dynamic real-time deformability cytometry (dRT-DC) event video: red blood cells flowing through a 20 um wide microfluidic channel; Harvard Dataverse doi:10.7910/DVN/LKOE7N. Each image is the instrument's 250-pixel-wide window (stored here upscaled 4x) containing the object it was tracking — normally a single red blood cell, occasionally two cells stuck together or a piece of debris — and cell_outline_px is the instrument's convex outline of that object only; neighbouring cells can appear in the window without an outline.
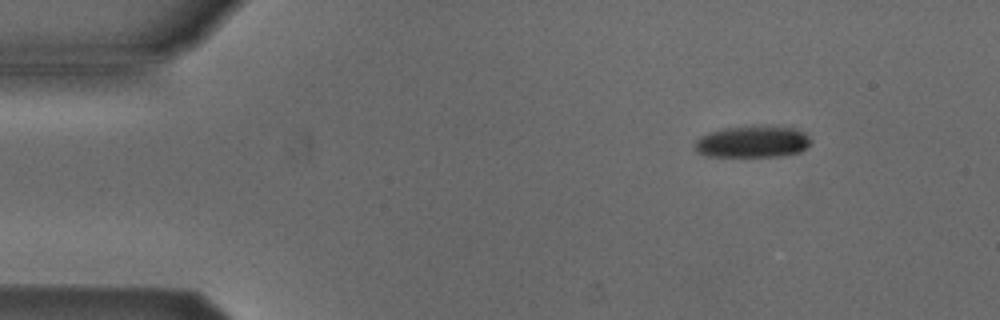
{"species": "Egyptian fruit bat (a non-hibernating species)", "species_latin": "Rousettus aegyptiacus", "temperature_condition": "cold", "stored_images_in_passage": 21, "camera_frame_rate_fps": 3000, "um_per_image_px": 0.085, "animal": {"sex": "male"}, "frame": {"image": 1, "passage_image": 1, "time_ms": 0.0, "image_size_px": [1000, 320], "cell_outline_px": [[808, 144], [800, 152], [780, 156], [708, 156], [696, 152], [696, 140], [700, 136], [708, 132], [724, 128], [796, 128], [804, 132], [808, 136]], "centroid_in_image_um": [63.92, 12.08], "position_along_channel_um": 21.1, "area_um2": 20.58}}
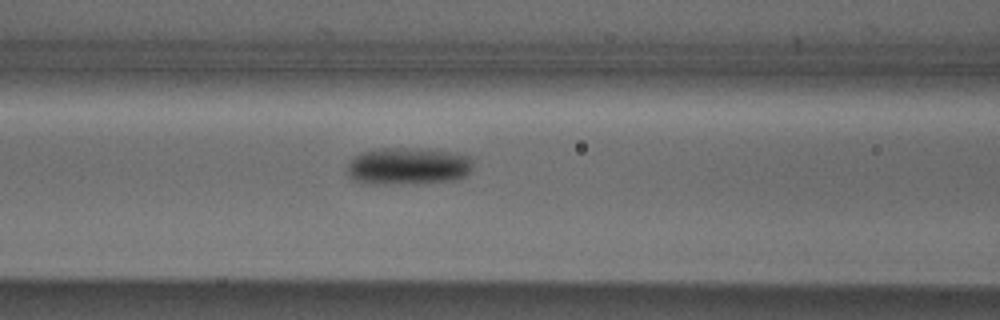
{"frame": {"image": 2, "passage_image": 16, "time_ms": 5.0, "image_size_px": [1000, 320], "cell_outline_px": [[476, 156], [472, 168], [464, 176], [456, 180], [376, 184], [372, 184], [356, 180], [348, 176], [348, 164], [352, 156], [364, 152], [380, 148], [428, 148], [456, 152]], "centroid_in_image_um": [34.76, 14.08], "position_along_channel_um": 131.8, "area_um2": 27.51}}
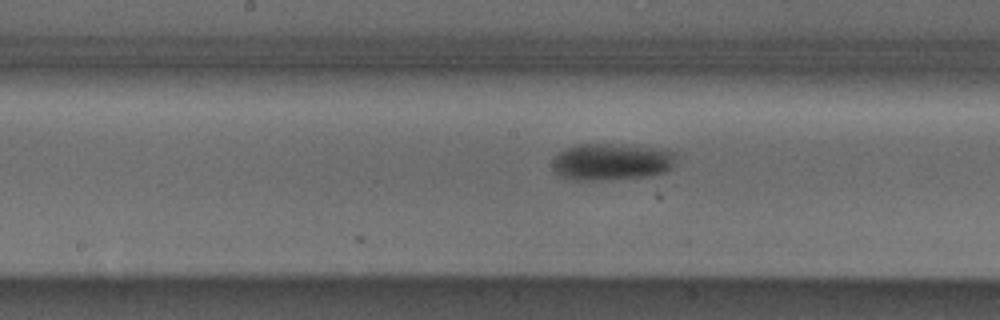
{"frame": {"image": 3, "passage_image": 21, "time_ms": 6.667, "image_size_px": [1000, 320], "cell_outline_px": [[676, 156], [672, 168], [664, 172], [652, 176], [608, 180], [572, 180], [556, 176], [552, 168], [552, 160], [560, 152], [568, 148], [580, 144], [604, 144], [652, 148], [676, 152]], "centroid_in_image_um": [51.94, 13.79], "position_along_channel_um": 196.3, "area_um2": 26.59}}